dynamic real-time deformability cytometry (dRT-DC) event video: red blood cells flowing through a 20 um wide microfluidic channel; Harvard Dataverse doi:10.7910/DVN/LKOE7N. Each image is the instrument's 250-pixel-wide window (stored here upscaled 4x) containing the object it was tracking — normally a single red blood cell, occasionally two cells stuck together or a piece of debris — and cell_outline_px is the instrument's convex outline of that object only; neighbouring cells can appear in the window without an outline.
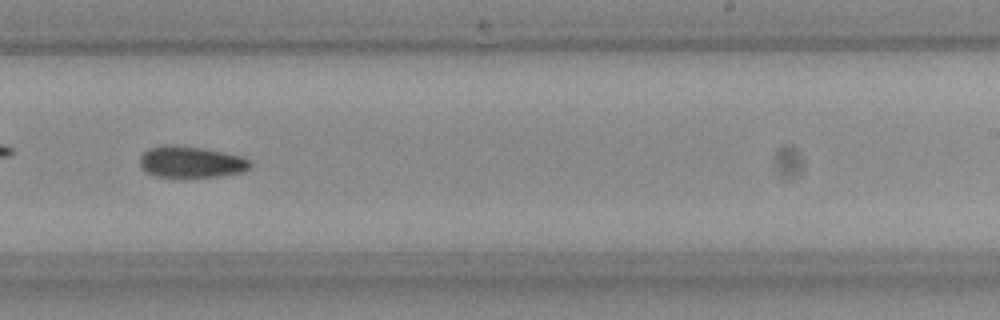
{"species": "Egyptian fruit bat (a non-hibernating species)", "species_latin": "Rousettus aegyptiacus", "temperature_condition": "room temperature", "stored_images_in_passage": 47, "camera_frame_rate_fps": 3000, "um_per_image_px": 0.085, "frame": {"image": 1, "passage_image": 27, "time_ms": 8.667, "image_size_px": [1000, 320], "cell_outline_px": [[244, 164], [236, 168], [208, 172], [172, 172], [152, 168], [148, 164], [148, 156], [156, 152], [192, 152], [220, 156], [240, 160]], "centroid_in_image_um": [16.25, 13.79], "position_along_channel_um": 272.8, "area_um2": 10.98}}
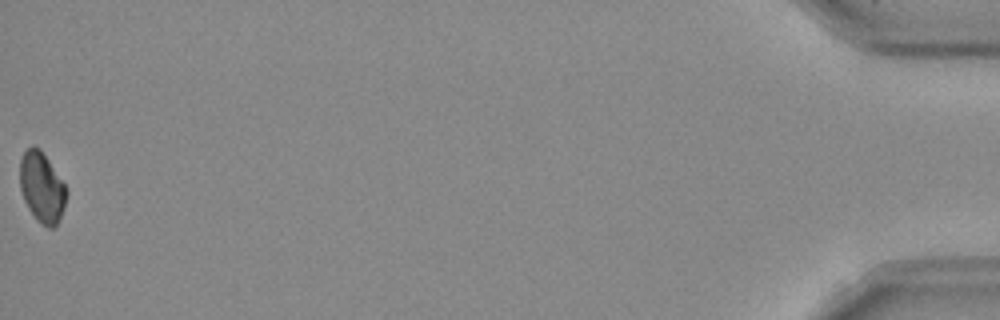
{"frame": {"image": 2, "passage_image": 47, "time_ms": 15.333, "image_size_px": [1000, 320], "cell_outline_px": [[64, 200], [60, 212], [56, 220], [52, 224], [44, 220], [32, 208], [24, 192], [24, 156], [32, 148], [36, 148], [40, 152], [64, 184]], "centroid_in_image_um": [3.63, 15.85], "position_along_channel_um": 431.6, "area_um2": 15.03}}